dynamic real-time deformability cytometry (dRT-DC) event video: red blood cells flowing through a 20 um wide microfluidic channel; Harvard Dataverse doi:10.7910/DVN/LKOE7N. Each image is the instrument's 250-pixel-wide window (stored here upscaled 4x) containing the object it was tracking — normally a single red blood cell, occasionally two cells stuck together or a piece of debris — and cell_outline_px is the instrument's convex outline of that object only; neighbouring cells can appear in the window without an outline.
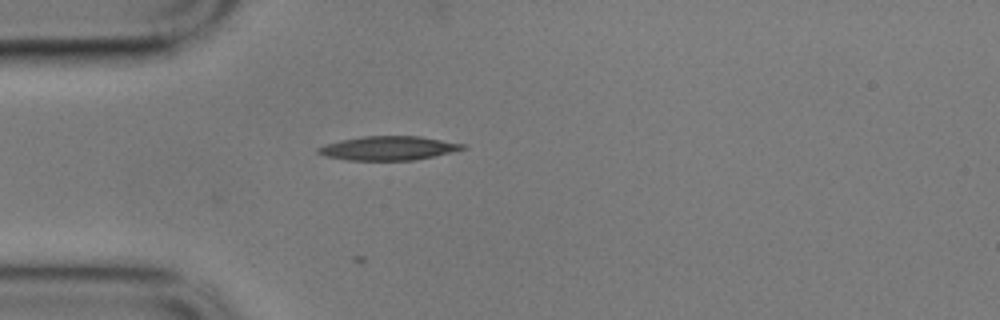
{"species": "common noctule bat (a hibernating species)", "species_latin": "Nyctalus noctula", "temperature_condition": "cold", "stored_images_in_passage": 4, "camera_frame_rate_fps": 3000, "um_per_image_px": 0.085, "animal": {"sex": "male", "body_mass_g": 17.9}, "frame": {"image": 1, "passage_image": 4, "time_ms": 1.0, "image_size_px": [1000, 320], "cell_outline_px": [[468, 148], [432, 156], [412, 160], [348, 160], [324, 156], [316, 152], [316, 148], [340, 140], [360, 136], [420, 136], [468, 144]], "centroid_in_image_um": [33.03, 12.58], "position_along_channel_um": 52.0, "area_um2": 20.23}}